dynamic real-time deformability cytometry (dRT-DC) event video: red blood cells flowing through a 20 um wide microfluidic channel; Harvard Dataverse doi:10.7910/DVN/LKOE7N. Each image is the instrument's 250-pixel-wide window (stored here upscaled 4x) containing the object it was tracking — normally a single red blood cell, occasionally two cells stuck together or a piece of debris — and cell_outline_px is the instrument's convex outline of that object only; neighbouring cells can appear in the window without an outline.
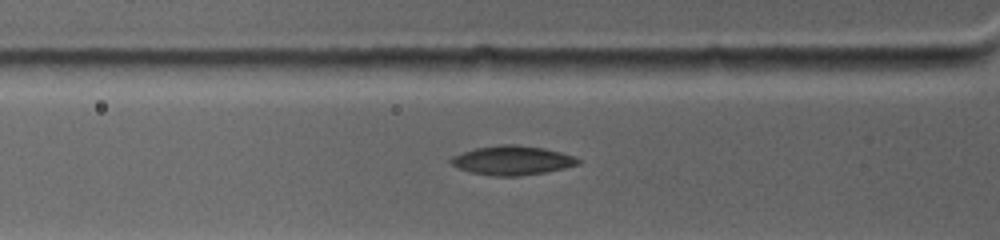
{"species": "common noctule bat (a hibernating species)", "species_latin": "Nyctalus noctula", "temperature_condition": "warm", "stored_images_in_passage": 27, "camera_frame_rate_fps": 4500, "um_per_image_px": 0.085, "animal": {"sex": "female", "body_mass_g": 19.0, "forearm_length_mm": 53.3}, "frame": {"image": 1, "passage_image": 2, "time_ms": 0.444, "image_size_px": [1000, 240], "cell_outline_px": [[580, 164], [564, 168], [544, 172], [520, 176], [492, 176], [472, 172], [460, 168], [452, 164], [448, 160], [452, 156], [476, 148], [500, 144], [516, 144], [544, 148], [576, 156], [580, 160]], "centroid_in_image_um": [43.57, 13.62], "position_along_channel_um": 82.2, "area_um2": 21.56}}
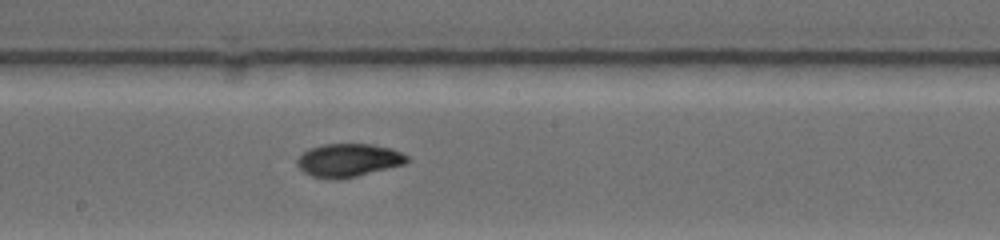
{"frame": {"image": 2, "passage_image": 13, "time_ms": 4.0, "image_size_px": [1000, 240], "cell_outline_px": [[408, 160], [404, 164], [356, 176], [336, 180], [332, 180], [312, 176], [304, 172], [296, 164], [296, 160], [308, 148], [324, 144], [372, 144], [392, 148], [408, 156]], "centroid_in_image_um": [29.59, 13.62], "position_along_channel_um": 218.6, "area_um2": 21.21}}
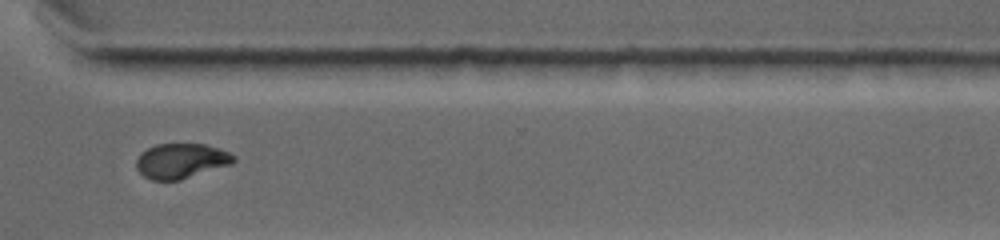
{"frame": {"image": 3, "passage_image": 22, "time_ms": 7.556, "image_size_px": [1000, 240], "cell_outline_px": [[236, 160], [232, 164], [180, 180], [152, 180], [144, 176], [136, 168], [136, 160], [140, 152], [156, 144], [204, 144], [228, 152], [236, 156]], "centroid_in_image_um": [15.38, 13.68], "position_along_channel_um": 355.2, "area_um2": 19.83}}